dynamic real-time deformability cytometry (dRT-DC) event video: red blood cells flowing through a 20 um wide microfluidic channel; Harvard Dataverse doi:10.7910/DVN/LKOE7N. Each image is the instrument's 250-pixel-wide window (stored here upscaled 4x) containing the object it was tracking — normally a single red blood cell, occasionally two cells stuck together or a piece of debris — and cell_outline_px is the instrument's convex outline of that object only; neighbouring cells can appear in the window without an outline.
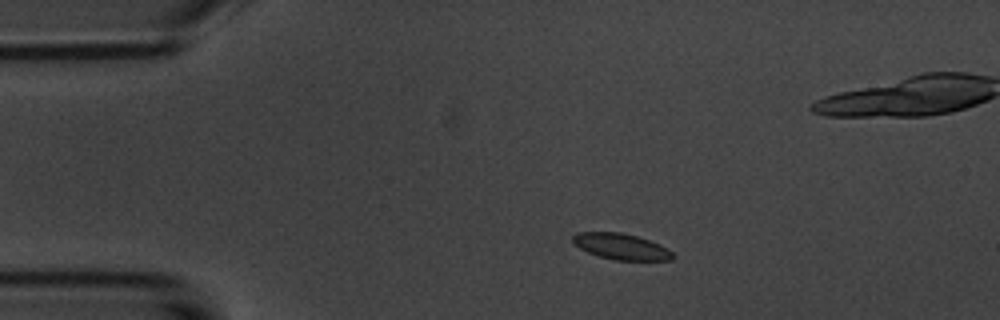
{"species": "common noctule bat (a hibernating species)", "species_latin": "Nyctalus noctula", "temperature_condition": "room temperature", "stored_images_in_passage": 6, "segment_of_instrument_passage": [1, 2], "camera_frame_rate_fps": 3000, "um_per_image_px": 0.085, "animal": {"sex": "male", "body_mass_g": 20.1, "forearm_length_mm": 53.5}, "frame": {"image": 1, "passage_image": 2, "time_ms": 1.0, "image_size_px": [1000, 320], "cell_outline_px": [[676, 256], [672, 260], [616, 260], [600, 256], [588, 252], [580, 248], [572, 240], [572, 236], [576, 232], [620, 232], [636, 236], [648, 240], [672, 252]], "centroid_in_image_um": [52.77, 20.95], "position_along_channel_um": 32.2, "area_um2": 14.85}}
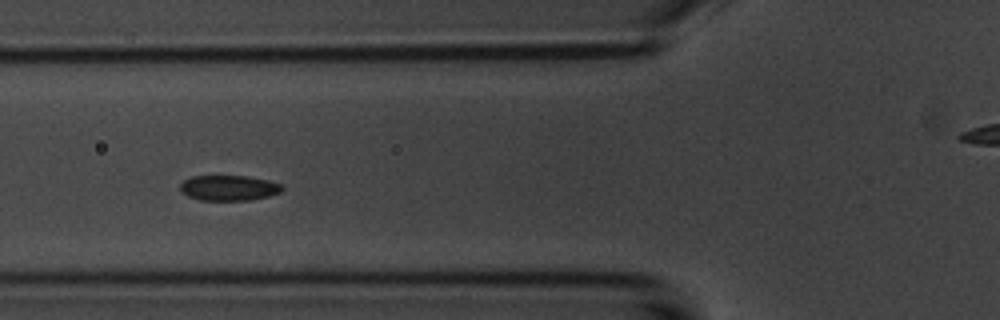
{"frame": {"image": 2, "passage_image": 5, "time_ms": 4.333, "image_size_px": [1000, 320], "cell_outline_px": [[284, 188], [280, 192], [268, 196], [252, 200], [200, 200], [188, 196], [180, 188], [180, 184], [184, 180], [192, 176], [248, 176], [268, 180], [284, 184]], "centroid_in_image_um": [19.49, 15.97], "position_along_channel_um": 106.3, "area_um2": 15.09}}